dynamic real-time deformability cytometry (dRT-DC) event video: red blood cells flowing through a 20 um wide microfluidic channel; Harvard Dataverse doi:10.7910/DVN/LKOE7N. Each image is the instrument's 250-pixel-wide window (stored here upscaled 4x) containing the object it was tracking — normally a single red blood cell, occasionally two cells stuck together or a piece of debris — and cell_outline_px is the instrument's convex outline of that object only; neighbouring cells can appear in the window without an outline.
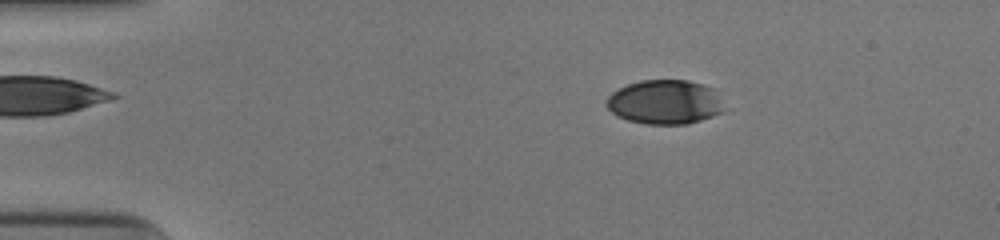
{"species": "human", "species_latin": "Homo sapiens", "temperature_condition": "cold", "stored_images_in_passage": 53, "camera_frame_rate_fps": 3000, "um_per_image_px": 0.085, "donor": {"sex": "male"}, "frame": {"image": 1, "passage_image": 10, "time_ms": 3.0, "image_size_px": [1000, 240], "cell_outline_px": [[724, 112], [688, 124], [644, 124], [628, 120], [616, 116], [608, 108], [608, 96], [612, 92], [628, 84], [640, 80], [688, 80], [704, 84], [716, 88]], "centroid_in_image_um": [56.54, 8.67], "position_along_channel_um": 28.5, "area_um2": 30.46}}
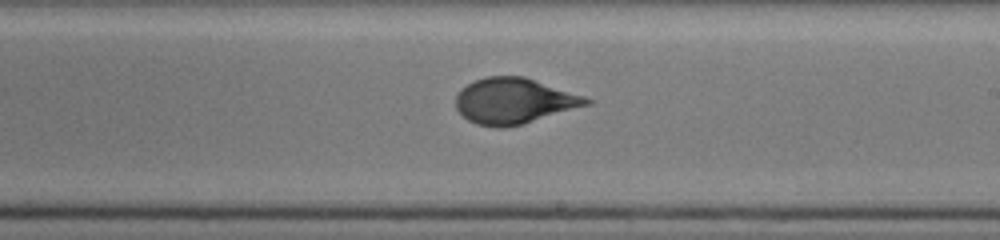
{"frame": {"image": 2, "passage_image": 32, "time_ms": 10.333, "image_size_px": [1000, 240], "cell_outline_px": [[592, 104], [524, 124], [504, 128], [496, 128], [476, 124], [468, 120], [456, 108], [456, 96], [460, 88], [472, 80], [484, 76], [524, 76], [584, 96], [592, 100]], "centroid_in_image_um": [43.68, 8.58], "position_along_channel_um": 245.3, "area_um2": 35.14}}
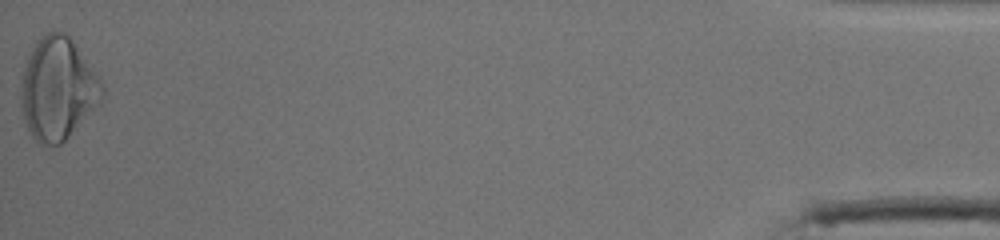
{"frame": {"image": 3, "passage_image": 53, "time_ms": 17.333, "image_size_px": [1000, 240], "cell_outline_px": [[104, 100], [60, 144], [40, 144], [32, 136], [24, 120], [20, 104], [20, 80], [24, 64], [36, 40], [48, 32], [64, 32], [72, 40], [100, 76], [104, 84]], "centroid_in_image_um": [4.91, 7.53], "position_along_channel_um": 430.3, "area_um2": 48.78}, "authors_computed_cell_mechanics": {"area_um2": 34.102, "velocity_mm_per_s": 3.9457, "shape_relaxation_time_tau1_ms": 5.4508, "shape_relaxation_time_tau2_ms": null, "deformation_change_tau1": 0.2095, "deformation_change_tau2": null}}